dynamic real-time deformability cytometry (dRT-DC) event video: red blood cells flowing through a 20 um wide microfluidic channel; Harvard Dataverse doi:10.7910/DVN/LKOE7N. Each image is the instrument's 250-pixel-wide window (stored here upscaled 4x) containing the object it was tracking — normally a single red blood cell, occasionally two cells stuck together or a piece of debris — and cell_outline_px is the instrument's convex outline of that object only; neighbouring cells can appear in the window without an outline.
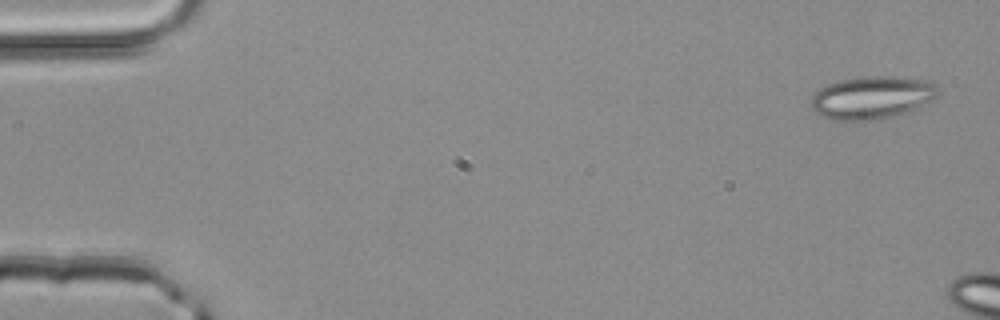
{"species": "common noctule bat (a hibernating species)", "species_latin": "Nyctalus noctula", "temperature_condition": "room temperature", "stored_images_in_passage": 2, "camera_frame_rate_fps": 3000, "um_per_image_px": 0.085, "animal": {"sex": "male", "body_mass_g": 20.4}, "frame": {"image": 1, "passage_image": 1, "time_ms": 0.0, "image_size_px": [1000, 320], "cell_outline_px": [[940, 92], [932, 100], [920, 108], [912, 112], [868, 120], [832, 120], [820, 116], [812, 108], [812, 96], [820, 88], [828, 84], [840, 80], [868, 76], [892, 76], [924, 80], [936, 84], [940, 88]], "centroid_in_image_um": [74.16, 8.29], "position_along_channel_um": 10.8, "area_um2": 31.73}}